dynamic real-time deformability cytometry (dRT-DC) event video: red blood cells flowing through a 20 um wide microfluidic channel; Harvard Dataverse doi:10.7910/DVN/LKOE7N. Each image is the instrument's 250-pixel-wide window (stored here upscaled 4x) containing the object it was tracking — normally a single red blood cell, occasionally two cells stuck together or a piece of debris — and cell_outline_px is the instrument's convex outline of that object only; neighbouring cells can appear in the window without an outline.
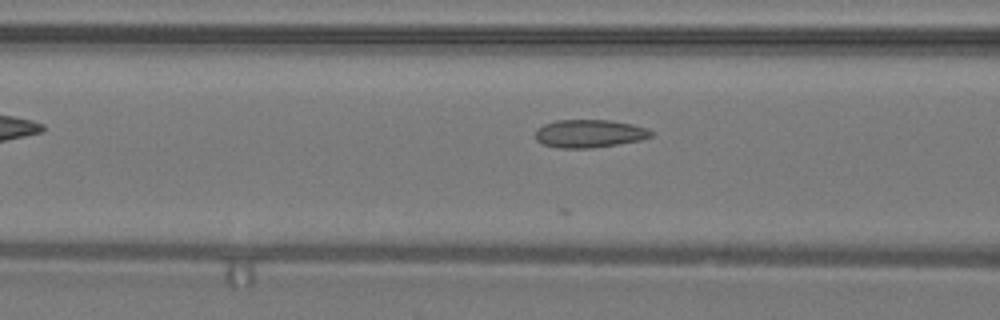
{"species": "common noctule bat (a hibernating species)", "species_latin": "Nyctalus noctula", "temperature_condition": "warm", "stored_images_in_passage": 6, "camera_frame_rate_fps": 3000, "um_per_image_px": 0.085, "animal": {"sex": "male", "body_mass_g": 19.2, "forearm_length_mm": 51.8}, "frame": {"image": 1, "passage_image": 4, "time_ms": 1.0, "image_size_px": [1000, 320], "cell_outline_px": [[652, 136], [640, 140], [592, 148], [556, 148], [540, 144], [536, 140], [536, 128], [544, 124], [556, 120], [608, 120], [632, 124], [648, 128], [652, 132]], "centroid_in_image_um": [50.05, 11.36], "position_along_channel_um": 116.6, "area_um2": 18.96}}